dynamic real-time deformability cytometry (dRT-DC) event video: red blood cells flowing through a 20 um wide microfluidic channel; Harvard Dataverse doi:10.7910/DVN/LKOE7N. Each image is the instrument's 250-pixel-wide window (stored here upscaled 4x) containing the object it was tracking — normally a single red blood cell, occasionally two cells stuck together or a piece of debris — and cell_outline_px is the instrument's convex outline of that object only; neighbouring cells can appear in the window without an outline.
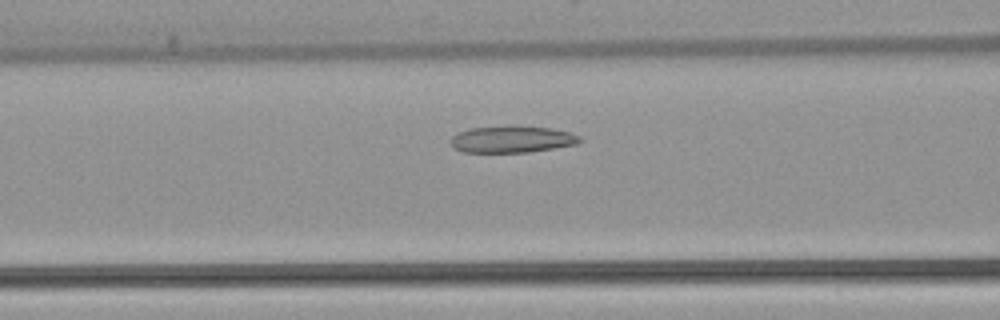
{"species": "common noctule bat (a hibernating species)", "species_latin": "Nyctalus noctula", "temperature_condition": "warm", "stored_images_in_passage": 47, "camera_frame_rate_fps": 3000, "um_per_image_px": 0.085, "animal": {"sex": "female", "body_mass_g": 22.7, "forearm_length_mm": 54.2}, "frame": {"image": 1, "passage_image": 16, "time_ms": 5.0, "image_size_px": [1000, 320], "cell_outline_px": [[584, 140], [576, 144], [528, 152], [464, 152], [452, 148], [448, 144], [448, 140], [452, 136], [460, 132], [472, 128], [552, 128], [568, 132], [580, 136]], "centroid_in_image_um": [43.48, 11.88], "position_along_channel_um": 123.1, "area_um2": 19.42}}
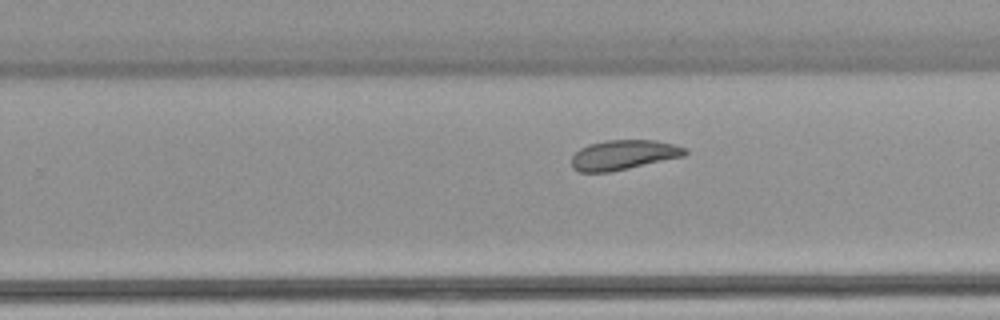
{"frame": {"image": 2, "passage_image": 28, "time_ms": 9.0, "image_size_px": [1000, 320], "cell_outline_px": [[688, 152], [684, 156], [628, 168], [608, 172], [580, 172], [572, 168], [572, 156], [580, 148], [588, 144], [608, 140], [656, 140], [676, 144], [688, 148]], "centroid_in_image_um": [53.02, 13.15], "position_along_channel_um": 276.8, "area_um2": 19.71}}
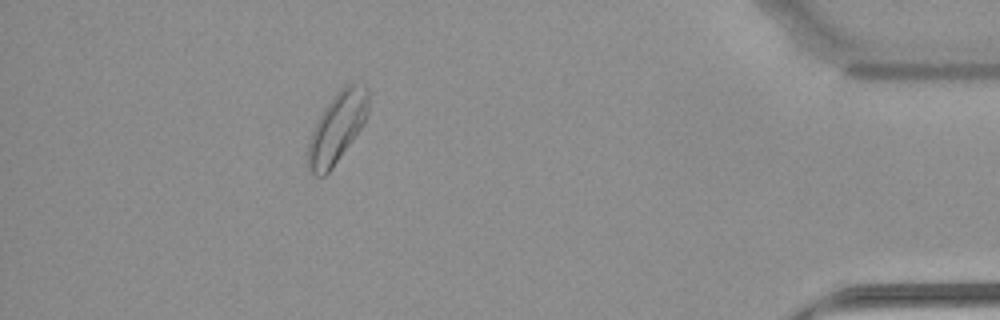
{"frame": {"image": 3, "passage_image": 42, "time_ms": 13.667, "image_size_px": [1000, 320], "cell_outline_px": [[368, 112], [360, 128], [352, 140], [332, 168], [324, 176], [316, 176], [308, 168], [308, 144], [316, 120], [324, 108], [336, 92], [344, 84], [352, 80], [364, 84], [368, 88]], "centroid_in_image_um": [28.66, 10.77], "position_along_channel_um": 406.5, "area_um2": 24.68}, "authors_computed_cell_mechanics": {"area_um2": 21.8484, "velocity_mm_per_s": 3.8559, "shape_relaxation_time_tau1_ms": 9.8121, "shape_relaxation_time_tau2_ms": 4.5169, "deformation_change_tau1": 0.1443, "deformation_change_tau2": 0.0936}}